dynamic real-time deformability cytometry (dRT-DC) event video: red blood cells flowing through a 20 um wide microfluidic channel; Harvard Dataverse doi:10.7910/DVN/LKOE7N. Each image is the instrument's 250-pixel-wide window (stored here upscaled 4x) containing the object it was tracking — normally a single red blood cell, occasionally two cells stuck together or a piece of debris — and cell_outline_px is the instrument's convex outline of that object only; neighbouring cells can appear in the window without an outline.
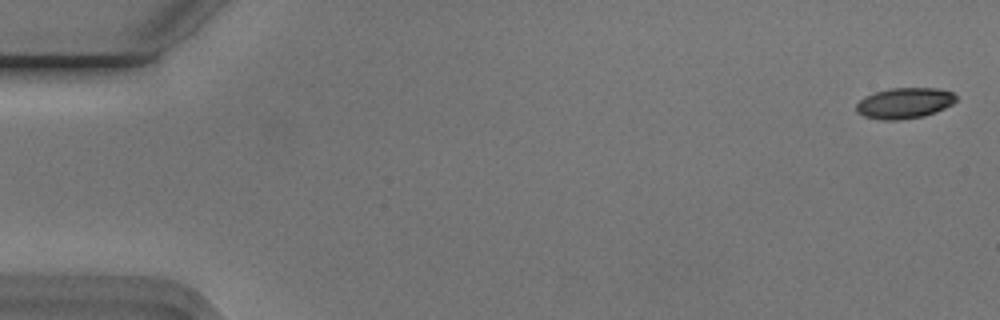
{"species": "Egyptian fruit bat (a non-hibernating species)", "species_latin": "Rousettus aegyptiacus", "temperature_condition": "cold", "stored_images_in_passage": 6, "camera_frame_rate_fps": 3000, "um_per_image_px": 0.085, "animal": {"sex": "male"}, "frame": {"image": 1, "passage_image": 1, "time_ms": 0.0, "image_size_px": [1000, 320], "cell_outline_px": [[956, 100], [952, 104], [936, 112], [924, 116], [900, 120], [880, 120], [864, 116], [856, 112], [856, 104], [864, 96], [888, 88], [936, 88], [952, 92], [956, 96]], "centroid_in_image_um": [76.86, 8.77], "position_along_channel_um": 8.1, "area_um2": 17.98}}
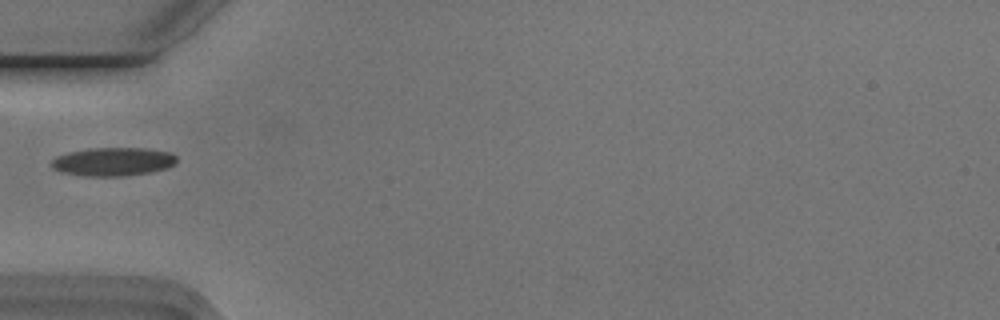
{"frame": {"image": 2, "passage_image": 6, "time_ms": 1.667, "image_size_px": [1000, 320], "cell_outline_px": [[176, 164], [168, 168], [148, 172], [124, 176], [84, 176], [60, 172], [52, 168], [52, 160], [56, 156], [68, 152], [88, 148], [148, 148], [172, 152], [176, 156]], "centroid_in_image_um": [9.62, 13.73], "position_along_channel_um": 75.4, "area_um2": 20.98}}